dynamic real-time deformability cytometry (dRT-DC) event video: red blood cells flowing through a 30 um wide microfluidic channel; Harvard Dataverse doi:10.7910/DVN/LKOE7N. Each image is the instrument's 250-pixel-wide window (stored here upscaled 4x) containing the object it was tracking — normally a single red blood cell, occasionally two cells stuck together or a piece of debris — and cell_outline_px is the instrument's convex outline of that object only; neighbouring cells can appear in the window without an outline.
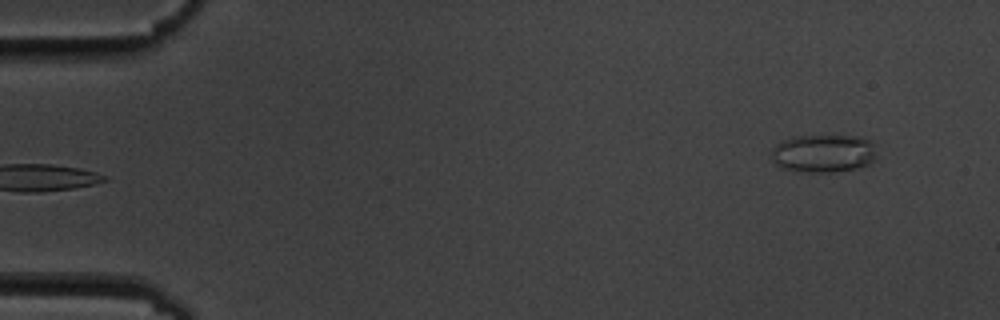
{"species": "common noctule bat (a hibernating species)", "species_latin": "Nyctalus noctula", "temperature_condition": "cold", "stored_images_in_passage": 5, "camera_frame_rate_fps": 3000, "um_per_image_px": 0.085, "animal": {"sex": "male", "body_mass_g": 19.5, "forearm_length_mm": 54.6}, "frame": {"image": 1, "passage_image": 5, "time_ms": 4.667, "image_size_px": [1000, 320], "cell_outline_px": [[876, 160], [868, 164], [856, 168], [832, 172], [804, 172], [780, 168], [772, 160], [768, 152], [780, 140], [792, 136], [864, 136], [872, 140], [876, 156]], "centroid_in_image_um": [69.95, 13.03], "position_along_channel_um": 15.0, "area_um2": 23.87}}